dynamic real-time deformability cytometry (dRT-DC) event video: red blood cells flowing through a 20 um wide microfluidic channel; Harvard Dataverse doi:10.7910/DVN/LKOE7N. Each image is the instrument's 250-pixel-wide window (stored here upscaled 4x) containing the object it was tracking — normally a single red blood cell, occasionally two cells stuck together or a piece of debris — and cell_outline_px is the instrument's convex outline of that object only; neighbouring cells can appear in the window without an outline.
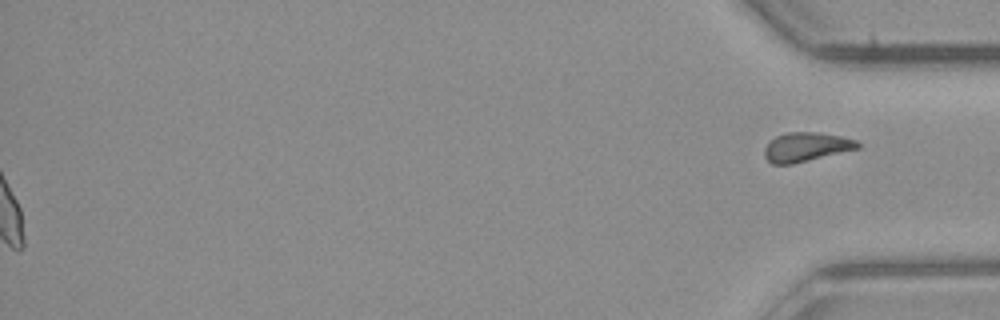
{"species": "common noctule bat (a hibernating species)", "species_latin": "Nyctalus noctula", "temperature_condition": "room temperature", "stored_images_in_passage": 43, "segment_of_instrument_passage": [2, 2], "camera_frame_rate_fps": 3000, "um_per_image_px": 0.085, "animal": {"sex": "male", "body_mass_g": 23.1, "forearm_length_mm": 52.7}, "frame": {"image": 1, "passage_image": 43, "time_ms": 14.0, "image_size_px": [1000, 320], "cell_outline_px": [[860, 148], [792, 164], [772, 164], [764, 156], [764, 148], [768, 140], [776, 136], [788, 132], [816, 132], [840, 136], [856, 140], [860, 144]], "centroid_in_image_um": [68.49, 12.49], "position_along_channel_um": 366.7, "area_um2": 15.84}}